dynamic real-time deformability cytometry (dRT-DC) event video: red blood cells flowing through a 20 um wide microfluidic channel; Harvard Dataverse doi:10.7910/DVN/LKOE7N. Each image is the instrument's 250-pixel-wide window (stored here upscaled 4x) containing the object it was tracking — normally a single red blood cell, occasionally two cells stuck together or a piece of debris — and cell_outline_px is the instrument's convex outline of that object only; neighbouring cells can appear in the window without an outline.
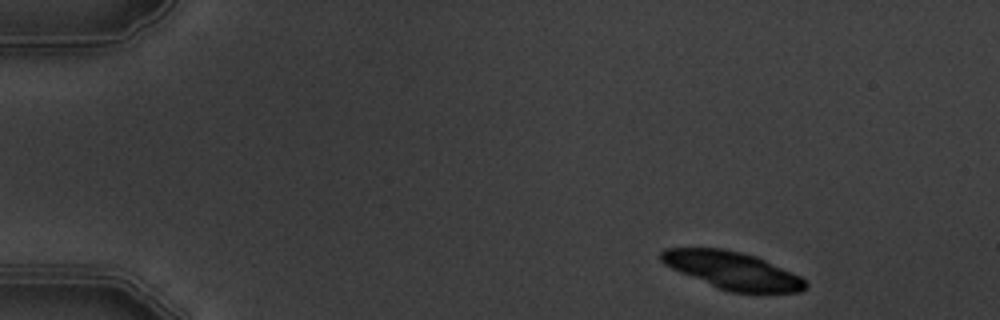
{"species": "common noctule bat (a hibernating species)", "species_latin": "Nyctalus noctula", "temperature_condition": "warm", "stored_images_in_passage": 5, "camera_frame_rate_fps": 3000, "um_per_image_px": 0.085, "animal": {"sex": "male", "body_mass_g": 19.5, "forearm_length_mm": 54.6}, "frame": {"image": 1, "passage_image": 1, "time_ms": 0.0, "image_size_px": [1000, 320], "cell_outline_px": [[808, 288], [800, 292], [728, 292], [680, 272], [664, 264], [660, 260], [660, 252], [664, 248], [724, 248], [756, 256], [800, 276], [808, 284]], "centroid_in_image_um": [62.25, 22.98], "position_along_channel_um": 22.8, "area_um2": 31.27}}